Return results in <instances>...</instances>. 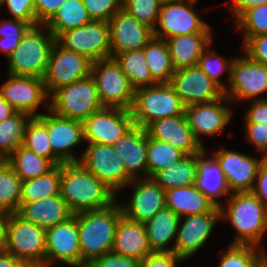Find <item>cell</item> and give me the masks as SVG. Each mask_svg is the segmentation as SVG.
<instances>
[{"instance_id": "1", "label": "cell", "mask_w": 267, "mask_h": 267, "mask_svg": "<svg viewBox=\"0 0 267 267\" xmlns=\"http://www.w3.org/2000/svg\"><path fill=\"white\" fill-rule=\"evenodd\" d=\"M60 195L73 214L108 207L117 199V195L80 162L61 164Z\"/></svg>"}, {"instance_id": "2", "label": "cell", "mask_w": 267, "mask_h": 267, "mask_svg": "<svg viewBox=\"0 0 267 267\" xmlns=\"http://www.w3.org/2000/svg\"><path fill=\"white\" fill-rule=\"evenodd\" d=\"M118 201L108 207L73 214L76 218L81 251V267L112 251L117 223L123 211Z\"/></svg>"}, {"instance_id": "3", "label": "cell", "mask_w": 267, "mask_h": 267, "mask_svg": "<svg viewBox=\"0 0 267 267\" xmlns=\"http://www.w3.org/2000/svg\"><path fill=\"white\" fill-rule=\"evenodd\" d=\"M231 194L227 208L219 207L220 219H229L237 232L231 244L259 247L267 231V209L253 192Z\"/></svg>"}, {"instance_id": "4", "label": "cell", "mask_w": 267, "mask_h": 267, "mask_svg": "<svg viewBox=\"0 0 267 267\" xmlns=\"http://www.w3.org/2000/svg\"><path fill=\"white\" fill-rule=\"evenodd\" d=\"M56 38L45 25L31 26L8 57V74L44 78Z\"/></svg>"}, {"instance_id": "5", "label": "cell", "mask_w": 267, "mask_h": 267, "mask_svg": "<svg viewBox=\"0 0 267 267\" xmlns=\"http://www.w3.org/2000/svg\"><path fill=\"white\" fill-rule=\"evenodd\" d=\"M2 248L27 267H45L46 229L10 213Z\"/></svg>"}, {"instance_id": "6", "label": "cell", "mask_w": 267, "mask_h": 267, "mask_svg": "<svg viewBox=\"0 0 267 267\" xmlns=\"http://www.w3.org/2000/svg\"><path fill=\"white\" fill-rule=\"evenodd\" d=\"M134 124L145 128L151 122L185 113V106L169 83L135 89L130 108Z\"/></svg>"}, {"instance_id": "7", "label": "cell", "mask_w": 267, "mask_h": 267, "mask_svg": "<svg viewBox=\"0 0 267 267\" xmlns=\"http://www.w3.org/2000/svg\"><path fill=\"white\" fill-rule=\"evenodd\" d=\"M49 97L50 103H44L48 110L61 117L82 122L103 108L91 75L55 90Z\"/></svg>"}, {"instance_id": "8", "label": "cell", "mask_w": 267, "mask_h": 267, "mask_svg": "<svg viewBox=\"0 0 267 267\" xmlns=\"http://www.w3.org/2000/svg\"><path fill=\"white\" fill-rule=\"evenodd\" d=\"M90 75L102 107L130 110L135 90L114 58L92 62Z\"/></svg>"}, {"instance_id": "9", "label": "cell", "mask_w": 267, "mask_h": 267, "mask_svg": "<svg viewBox=\"0 0 267 267\" xmlns=\"http://www.w3.org/2000/svg\"><path fill=\"white\" fill-rule=\"evenodd\" d=\"M56 42L69 51L84 55L92 62L111 58L109 22L92 20L62 32Z\"/></svg>"}, {"instance_id": "10", "label": "cell", "mask_w": 267, "mask_h": 267, "mask_svg": "<svg viewBox=\"0 0 267 267\" xmlns=\"http://www.w3.org/2000/svg\"><path fill=\"white\" fill-rule=\"evenodd\" d=\"M79 162L115 194L133 180L127 173L121 156L113 146L88 144Z\"/></svg>"}, {"instance_id": "11", "label": "cell", "mask_w": 267, "mask_h": 267, "mask_svg": "<svg viewBox=\"0 0 267 267\" xmlns=\"http://www.w3.org/2000/svg\"><path fill=\"white\" fill-rule=\"evenodd\" d=\"M197 1L186 0L187 3L184 0L163 2L160 7L157 27L153 30L154 37L166 40L183 34L211 33L209 24H206L191 8Z\"/></svg>"}, {"instance_id": "12", "label": "cell", "mask_w": 267, "mask_h": 267, "mask_svg": "<svg viewBox=\"0 0 267 267\" xmlns=\"http://www.w3.org/2000/svg\"><path fill=\"white\" fill-rule=\"evenodd\" d=\"M91 66L92 61L87 57L69 51L55 42L43 78L47 94L51 95L55 90L90 75Z\"/></svg>"}, {"instance_id": "13", "label": "cell", "mask_w": 267, "mask_h": 267, "mask_svg": "<svg viewBox=\"0 0 267 267\" xmlns=\"http://www.w3.org/2000/svg\"><path fill=\"white\" fill-rule=\"evenodd\" d=\"M228 85L224 95L230 102L266 99L259 95L267 91V66L249 59L246 55L233 58Z\"/></svg>"}, {"instance_id": "14", "label": "cell", "mask_w": 267, "mask_h": 267, "mask_svg": "<svg viewBox=\"0 0 267 267\" xmlns=\"http://www.w3.org/2000/svg\"><path fill=\"white\" fill-rule=\"evenodd\" d=\"M134 125L130 110L103 107L83 121L84 141L113 146Z\"/></svg>"}, {"instance_id": "15", "label": "cell", "mask_w": 267, "mask_h": 267, "mask_svg": "<svg viewBox=\"0 0 267 267\" xmlns=\"http://www.w3.org/2000/svg\"><path fill=\"white\" fill-rule=\"evenodd\" d=\"M169 84L185 107L209 103L224 96V90L198 66L175 70Z\"/></svg>"}, {"instance_id": "16", "label": "cell", "mask_w": 267, "mask_h": 267, "mask_svg": "<svg viewBox=\"0 0 267 267\" xmlns=\"http://www.w3.org/2000/svg\"><path fill=\"white\" fill-rule=\"evenodd\" d=\"M57 262L81 267L79 231L74 216L46 229L45 267Z\"/></svg>"}, {"instance_id": "17", "label": "cell", "mask_w": 267, "mask_h": 267, "mask_svg": "<svg viewBox=\"0 0 267 267\" xmlns=\"http://www.w3.org/2000/svg\"><path fill=\"white\" fill-rule=\"evenodd\" d=\"M0 87V94L15 110L38 117L39 106L48 97L43 78L8 75Z\"/></svg>"}, {"instance_id": "18", "label": "cell", "mask_w": 267, "mask_h": 267, "mask_svg": "<svg viewBox=\"0 0 267 267\" xmlns=\"http://www.w3.org/2000/svg\"><path fill=\"white\" fill-rule=\"evenodd\" d=\"M230 150H213V158L218 162L225 176L229 191L252 192L256 176L263 158Z\"/></svg>"}, {"instance_id": "19", "label": "cell", "mask_w": 267, "mask_h": 267, "mask_svg": "<svg viewBox=\"0 0 267 267\" xmlns=\"http://www.w3.org/2000/svg\"><path fill=\"white\" fill-rule=\"evenodd\" d=\"M220 212L188 215L183 223L180 217L173 251L184 261L196 253L210 237Z\"/></svg>"}, {"instance_id": "20", "label": "cell", "mask_w": 267, "mask_h": 267, "mask_svg": "<svg viewBox=\"0 0 267 267\" xmlns=\"http://www.w3.org/2000/svg\"><path fill=\"white\" fill-rule=\"evenodd\" d=\"M230 102L226 95L218 100L194 104L185 107V116L188 126L193 131L194 137L202 144L200 135L213 136L224 131V127L229 123L232 117V110L223 105V102Z\"/></svg>"}, {"instance_id": "21", "label": "cell", "mask_w": 267, "mask_h": 267, "mask_svg": "<svg viewBox=\"0 0 267 267\" xmlns=\"http://www.w3.org/2000/svg\"><path fill=\"white\" fill-rule=\"evenodd\" d=\"M132 184L134 191L130 202L120 203L123 215L144 223L166 206V191L152 178L133 179L128 186Z\"/></svg>"}, {"instance_id": "22", "label": "cell", "mask_w": 267, "mask_h": 267, "mask_svg": "<svg viewBox=\"0 0 267 267\" xmlns=\"http://www.w3.org/2000/svg\"><path fill=\"white\" fill-rule=\"evenodd\" d=\"M109 26L111 54L143 49L154 36L150 27L141 24L123 9L109 20Z\"/></svg>"}, {"instance_id": "23", "label": "cell", "mask_w": 267, "mask_h": 267, "mask_svg": "<svg viewBox=\"0 0 267 267\" xmlns=\"http://www.w3.org/2000/svg\"><path fill=\"white\" fill-rule=\"evenodd\" d=\"M145 131L149 138L169 143L185 155L201 153L205 149L194 137L185 113L155 120L145 127Z\"/></svg>"}, {"instance_id": "24", "label": "cell", "mask_w": 267, "mask_h": 267, "mask_svg": "<svg viewBox=\"0 0 267 267\" xmlns=\"http://www.w3.org/2000/svg\"><path fill=\"white\" fill-rule=\"evenodd\" d=\"M47 114V132L53 154L62 162H79L71 148L84 141L83 122Z\"/></svg>"}, {"instance_id": "25", "label": "cell", "mask_w": 267, "mask_h": 267, "mask_svg": "<svg viewBox=\"0 0 267 267\" xmlns=\"http://www.w3.org/2000/svg\"><path fill=\"white\" fill-rule=\"evenodd\" d=\"M113 147L121 156L126 173L132 179L141 178L138 175L140 172L147 175L148 135L145 128L134 125Z\"/></svg>"}, {"instance_id": "26", "label": "cell", "mask_w": 267, "mask_h": 267, "mask_svg": "<svg viewBox=\"0 0 267 267\" xmlns=\"http://www.w3.org/2000/svg\"><path fill=\"white\" fill-rule=\"evenodd\" d=\"M17 214L44 229L63 223L73 216L61 195L21 202Z\"/></svg>"}, {"instance_id": "27", "label": "cell", "mask_w": 267, "mask_h": 267, "mask_svg": "<svg viewBox=\"0 0 267 267\" xmlns=\"http://www.w3.org/2000/svg\"><path fill=\"white\" fill-rule=\"evenodd\" d=\"M112 251L139 261L152 253L144 223L122 215L116 226Z\"/></svg>"}, {"instance_id": "28", "label": "cell", "mask_w": 267, "mask_h": 267, "mask_svg": "<svg viewBox=\"0 0 267 267\" xmlns=\"http://www.w3.org/2000/svg\"><path fill=\"white\" fill-rule=\"evenodd\" d=\"M175 70L197 66L201 54L212 43V33L183 34L166 39Z\"/></svg>"}, {"instance_id": "29", "label": "cell", "mask_w": 267, "mask_h": 267, "mask_svg": "<svg viewBox=\"0 0 267 267\" xmlns=\"http://www.w3.org/2000/svg\"><path fill=\"white\" fill-rule=\"evenodd\" d=\"M166 207L179 217L220 212L217 207L195 184L188 187H178L166 190Z\"/></svg>"}, {"instance_id": "30", "label": "cell", "mask_w": 267, "mask_h": 267, "mask_svg": "<svg viewBox=\"0 0 267 267\" xmlns=\"http://www.w3.org/2000/svg\"><path fill=\"white\" fill-rule=\"evenodd\" d=\"M180 217L170 208L164 207L151 219L144 222L149 248L152 252H172L166 246L176 236Z\"/></svg>"}, {"instance_id": "31", "label": "cell", "mask_w": 267, "mask_h": 267, "mask_svg": "<svg viewBox=\"0 0 267 267\" xmlns=\"http://www.w3.org/2000/svg\"><path fill=\"white\" fill-rule=\"evenodd\" d=\"M206 158L205 151L199 158L195 185L217 207H220L221 202L217 199L222 195L231 194V192L218 162L213 157Z\"/></svg>"}, {"instance_id": "32", "label": "cell", "mask_w": 267, "mask_h": 267, "mask_svg": "<svg viewBox=\"0 0 267 267\" xmlns=\"http://www.w3.org/2000/svg\"><path fill=\"white\" fill-rule=\"evenodd\" d=\"M206 151L185 155L177 163L156 172L151 178L165 191L178 187H188L196 183L197 165Z\"/></svg>"}, {"instance_id": "33", "label": "cell", "mask_w": 267, "mask_h": 267, "mask_svg": "<svg viewBox=\"0 0 267 267\" xmlns=\"http://www.w3.org/2000/svg\"><path fill=\"white\" fill-rule=\"evenodd\" d=\"M91 21L92 19L82 0H66L45 26L57 38L62 32L80 27Z\"/></svg>"}, {"instance_id": "34", "label": "cell", "mask_w": 267, "mask_h": 267, "mask_svg": "<svg viewBox=\"0 0 267 267\" xmlns=\"http://www.w3.org/2000/svg\"><path fill=\"white\" fill-rule=\"evenodd\" d=\"M151 77L156 83H169L175 72L166 40L152 37L143 48Z\"/></svg>"}, {"instance_id": "35", "label": "cell", "mask_w": 267, "mask_h": 267, "mask_svg": "<svg viewBox=\"0 0 267 267\" xmlns=\"http://www.w3.org/2000/svg\"><path fill=\"white\" fill-rule=\"evenodd\" d=\"M6 161L22 181L42 176L55 166L49 159L37 155L22 144Z\"/></svg>"}, {"instance_id": "36", "label": "cell", "mask_w": 267, "mask_h": 267, "mask_svg": "<svg viewBox=\"0 0 267 267\" xmlns=\"http://www.w3.org/2000/svg\"><path fill=\"white\" fill-rule=\"evenodd\" d=\"M135 89L157 84L151 77L143 49L111 54Z\"/></svg>"}, {"instance_id": "37", "label": "cell", "mask_w": 267, "mask_h": 267, "mask_svg": "<svg viewBox=\"0 0 267 267\" xmlns=\"http://www.w3.org/2000/svg\"><path fill=\"white\" fill-rule=\"evenodd\" d=\"M22 145L37 155L49 159L54 165L62 164L51 148L47 132V114L30 119L25 128Z\"/></svg>"}, {"instance_id": "38", "label": "cell", "mask_w": 267, "mask_h": 267, "mask_svg": "<svg viewBox=\"0 0 267 267\" xmlns=\"http://www.w3.org/2000/svg\"><path fill=\"white\" fill-rule=\"evenodd\" d=\"M61 164L37 178L22 182L21 202H33L39 199L60 195Z\"/></svg>"}, {"instance_id": "39", "label": "cell", "mask_w": 267, "mask_h": 267, "mask_svg": "<svg viewBox=\"0 0 267 267\" xmlns=\"http://www.w3.org/2000/svg\"><path fill=\"white\" fill-rule=\"evenodd\" d=\"M32 116L16 111L0 122V156L6 160L19 147L25 136V128Z\"/></svg>"}, {"instance_id": "40", "label": "cell", "mask_w": 267, "mask_h": 267, "mask_svg": "<svg viewBox=\"0 0 267 267\" xmlns=\"http://www.w3.org/2000/svg\"><path fill=\"white\" fill-rule=\"evenodd\" d=\"M257 246L230 244L218 267H267V254L261 247L257 252Z\"/></svg>"}, {"instance_id": "41", "label": "cell", "mask_w": 267, "mask_h": 267, "mask_svg": "<svg viewBox=\"0 0 267 267\" xmlns=\"http://www.w3.org/2000/svg\"><path fill=\"white\" fill-rule=\"evenodd\" d=\"M22 180L4 160L0 164V208L17 213L21 205Z\"/></svg>"}, {"instance_id": "42", "label": "cell", "mask_w": 267, "mask_h": 267, "mask_svg": "<svg viewBox=\"0 0 267 267\" xmlns=\"http://www.w3.org/2000/svg\"><path fill=\"white\" fill-rule=\"evenodd\" d=\"M184 156L181 150L169 143L148 137L147 176L144 178H151L156 172L177 163Z\"/></svg>"}, {"instance_id": "43", "label": "cell", "mask_w": 267, "mask_h": 267, "mask_svg": "<svg viewBox=\"0 0 267 267\" xmlns=\"http://www.w3.org/2000/svg\"><path fill=\"white\" fill-rule=\"evenodd\" d=\"M160 0H123L122 9L152 30L158 22Z\"/></svg>"}, {"instance_id": "44", "label": "cell", "mask_w": 267, "mask_h": 267, "mask_svg": "<svg viewBox=\"0 0 267 267\" xmlns=\"http://www.w3.org/2000/svg\"><path fill=\"white\" fill-rule=\"evenodd\" d=\"M31 25L15 19L1 20L0 22V51L8 57L19 45Z\"/></svg>"}, {"instance_id": "45", "label": "cell", "mask_w": 267, "mask_h": 267, "mask_svg": "<svg viewBox=\"0 0 267 267\" xmlns=\"http://www.w3.org/2000/svg\"><path fill=\"white\" fill-rule=\"evenodd\" d=\"M236 21L237 27L244 31V37L267 34V4L246 10Z\"/></svg>"}, {"instance_id": "46", "label": "cell", "mask_w": 267, "mask_h": 267, "mask_svg": "<svg viewBox=\"0 0 267 267\" xmlns=\"http://www.w3.org/2000/svg\"><path fill=\"white\" fill-rule=\"evenodd\" d=\"M232 61L233 58L228 61L225 59V57L223 58L217 53L209 51V49L206 48V50L201 54L200 58L198 59L197 66L202 71H204L211 80H213L225 91L227 86H225V84L220 81L219 76L222 75L225 71H229L227 82H230Z\"/></svg>"}, {"instance_id": "47", "label": "cell", "mask_w": 267, "mask_h": 267, "mask_svg": "<svg viewBox=\"0 0 267 267\" xmlns=\"http://www.w3.org/2000/svg\"><path fill=\"white\" fill-rule=\"evenodd\" d=\"M92 20H109L122 9L123 0H82Z\"/></svg>"}, {"instance_id": "48", "label": "cell", "mask_w": 267, "mask_h": 267, "mask_svg": "<svg viewBox=\"0 0 267 267\" xmlns=\"http://www.w3.org/2000/svg\"><path fill=\"white\" fill-rule=\"evenodd\" d=\"M1 5L7 6L12 19L28 22L31 26L36 25L34 0H3Z\"/></svg>"}, {"instance_id": "49", "label": "cell", "mask_w": 267, "mask_h": 267, "mask_svg": "<svg viewBox=\"0 0 267 267\" xmlns=\"http://www.w3.org/2000/svg\"><path fill=\"white\" fill-rule=\"evenodd\" d=\"M243 46L246 56L262 65L267 66V34L244 37Z\"/></svg>"}, {"instance_id": "50", "label": "cell", "mask_w": 267, "mask_h": 267, "mask_svg": "<svg viewBox=\"0 0 267 267\" xmlns=\"http://www.w3.org/2000/svg\"><path fill=\"white\" fill-rule=\"evenodd\" d=\"M87 267H140V261L110 251L94 259Z\"/></svg>"}, {"instance_id": "51", "label": "cell", "mask_w": 267, "mask_h": 267, "mask_svg": "<svg viewBox=\"0 0 267 267\" xmlns=\"http://www.w3.org/2000/svg\"><path fill=\"white\" fill-rule=\"evenodd\" d=\"M180 261L184 260L174 251L152 252L140 261V267H176Z\"/></svg>"}, {"instance_id": "52", "label": "cell", "mask_w": 267, "mask_h": 267, "mask_svg": "<svg viewBox=\"0 0 267 267\" xmlns=\"http://www.w3.org/2000/svg\"><path fill=\"white\" fill-rule=\"evenodd\" d=\"M245 135L256 149L267 157V125L265 124H245Z\"/></svg>"}, {"instance_id": "53", "label": "cell", "mask_w": 267, "mask_h": 267, "mask_svg": "<svg viewBox=\"0 0 267 267\" xmlns=\"http://www.w3.org/2000/svg\"><path fill=\"white\" fill-rule=\"evenodd\" d=\"M66 0H34L36 25H45Z\"/></svg>"}, {"instance_id": "54", "label": "cell", "mask_w": 267, "mask_h": 267, "mask_svg": "<svg viewBox=\"0 0 267 267\" xmlns=\"http://www.w3.org/2000/svg\"><path fill=\"white\" fill-rule=\"evenodd\" d=\"M244 117L245 124L267 125V98L253 100Z\"/></svg>"}, {"instance_id": "55", "label": "cell", "mask_w": 267, "mask_h": 267, "mask_svg": "<svg viewBox=\"0 0 267 267\" xmlns=\"http://www.w3.org/2000/svg\"><path fill=\"white\" fill-rule=\"evenodd\" d=\"M256 180L257 183L254 185L252 192L267 209V157H264L260 164Z\"/></svg>"}, {"instance_id": "56", "label": "cell", "mask_w": 267, "mask_h": 267, "mask_svg": "<svg viewBox=\"0 0 267 267\" xmlns=\"http://www.w3.org/2000/svg\"><path fill=\"white\" fill-rule=\"evenodd\" d=\"M231 11L237 20L246 10L257 5L267 4V0H232Z\"/></svg>"}, {"instance_id": "57", "label": "cell", "mask_w": 267, "mask_h": 267, "mask_svg": "<svg viewBox=\"0 0 267 267\" xmlns=\"http://www.w3.org/2000/svg\"><path fill=\"white\" fill-rule=\"evenodd\" d=\"M0 267H27L21 260L0 247Z\"/></svg>"}, {"instance_id": "58", "label": "cell", "mask_w": 267, "mask_h": 267, "mask_svg": "<svg viewBox=\"0 0 267 267\" xmlns=\"http://www.w3.org/2000/svg\"><path fill=\"white\" fill-rule=\"evenodd\" d=\"M9 215L10 213L7 210L0 208V247L3 246L5 241L6 225Z\"/></svg>"}, {"instance_id": "59", "label": "cell", "mask_w": 267, "mask_h": 267, "mask_svg": "<svg viewBox=\"0 0 267 267\" xmlns=\"http://www.w3.org/2000/svg\"><path fill=\"white\" fill-rule=\"evenodd\" d=\"M16 111L5 101L0 94V122L12 116Z\"/></svg>"}, {"instance_id": "60", "label": "cell", "mask_w": 267, "mask_h": 267, "mask_svg": "<svg viewBox=\"0 0 267 267\" xmlns=\"http://www.w3.org/2000/svg\"><path fill=\"white\" fill-rule=\"evenodd\" d=\"M162 3L163 2H172V1H181V0H160Z\"/></svg>"}, {"instance_id": "61", "label": "cell", "mask_w": 267, "mask_h": 267, "mask_svg": "<svg viewBox=\"0 0 267 267\" xmlns=\"http://www.w3.org/2000/svg\"><path fill=\"white\" fill-rule=\"evenodd\" d=\"M4 161V159L0 156V164Z\"/></svg>"}]
</instances>
